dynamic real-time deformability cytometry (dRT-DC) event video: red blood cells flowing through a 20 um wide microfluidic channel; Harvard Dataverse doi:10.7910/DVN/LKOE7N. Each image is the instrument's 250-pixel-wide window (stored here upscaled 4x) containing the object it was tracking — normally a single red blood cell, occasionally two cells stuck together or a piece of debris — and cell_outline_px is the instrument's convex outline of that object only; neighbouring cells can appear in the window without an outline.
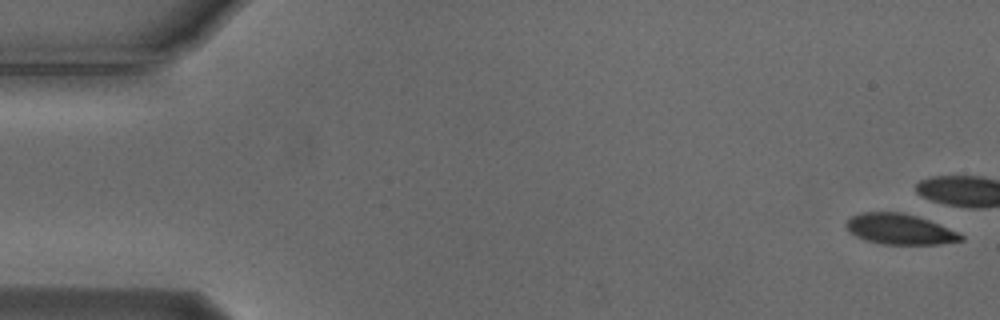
{"species": "Egyptian fruit bat (a non-hibernating species)", "species_latin": "Rousettus aegyptiacus", "temperature_condition": "cold", "stored_images_in_passage": 8, "camera_frame_rate_fps": 3000, "um_per_image_px": 0.085, "animal": {"sex": "male"}, "frame": {"image": 1, "passage_image": 1, "time_ms": 0.0, "image_size_px": [1000, 320], "cell_outline_px": [[964, 240], [940, 244], [880, 244], [864, 240], [856, 236], [844, 224], [852, 216], [864, 212], [896, 212], [916, 216], [928, 220], [956, 232], [964, 236]], "centroid_in_image_um": [76.46, 19.49], "position_along_channel_um": 8.5, "area_um2": 20.06}}